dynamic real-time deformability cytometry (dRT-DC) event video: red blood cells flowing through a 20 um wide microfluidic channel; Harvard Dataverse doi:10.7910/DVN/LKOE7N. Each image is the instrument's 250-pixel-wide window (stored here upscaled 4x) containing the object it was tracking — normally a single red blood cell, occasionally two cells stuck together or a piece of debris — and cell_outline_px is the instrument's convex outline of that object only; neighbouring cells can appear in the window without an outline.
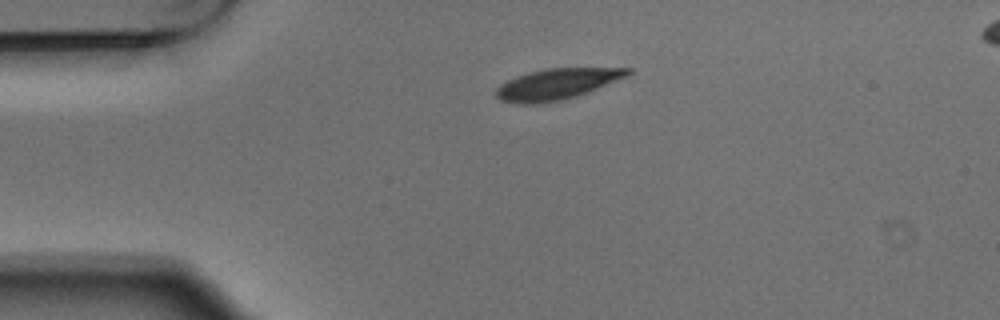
{"species": "Egyptian fruit bat (a non-hibernating species)", "species_latin": "Rousettus aegyptiacus", "temperature_condition": "warm", "stored_images_in_passage": 3, "segment_of_instrument_passage": [1, 2], "camera_frame_rate_fps": 3000, "um_per_image_px": 0.085, "animal": {"sex": "male"}, "frame": {"image": 1, "passage_image": 1, "time_ms": 0.0, "image_size_px": [1000, 320], "cell_outline_px": [[632, 72], [628, 76], [588, 92], [576, 96], [560, 100], [536, 104], [520, 104], [500, 100], [496, 96], [496, 88], [500, 84], [516, 76], [528, 72], [548, 68], [632, 68]], "centroid_in_image_um": [47.33, 7.14], "position_along_channel_um": 37.7, "area_um2": 23.64}}